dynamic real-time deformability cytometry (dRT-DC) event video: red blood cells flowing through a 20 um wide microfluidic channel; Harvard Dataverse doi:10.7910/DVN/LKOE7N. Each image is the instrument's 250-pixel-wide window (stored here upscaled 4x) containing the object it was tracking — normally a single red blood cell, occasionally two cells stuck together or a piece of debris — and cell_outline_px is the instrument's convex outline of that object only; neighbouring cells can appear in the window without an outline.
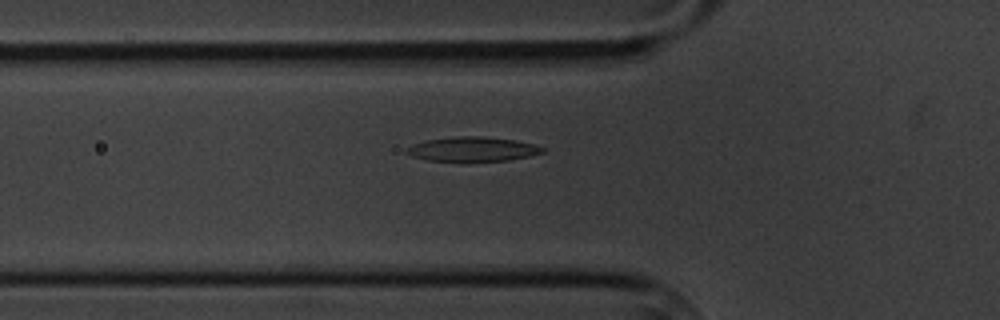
{"species": "common noctule bat (a hibernating species)", "species_latin": "Nyctalus noctula", "temperature_condition": "cold", "stored_images_in_passage": 7, "camera_frame_rate_fps": 3000, "um_per_image_px": 0.085, "animal": {"sex": "male", "body_mass_g": 20.1, "forearm_length_mm": 53.5}, "frame": {"image": 1, "passage_image": 7, "time_ms": 7.0, "image_size_px": [1000, 320], "cell_outline_px": [[544, 152], [528, 156], [508, 160], [468, 164], [460, 164], [428, 160], [412, 156], [404, 152], [404, 148], [424, 140], [456, 136], [480, 136], [516, 140], [536, 144], [544, 148]], "centroid_in_image_um": [40.12, 12.72], "position_along_channel_um": 85.7, "area_um2": 20.4}}